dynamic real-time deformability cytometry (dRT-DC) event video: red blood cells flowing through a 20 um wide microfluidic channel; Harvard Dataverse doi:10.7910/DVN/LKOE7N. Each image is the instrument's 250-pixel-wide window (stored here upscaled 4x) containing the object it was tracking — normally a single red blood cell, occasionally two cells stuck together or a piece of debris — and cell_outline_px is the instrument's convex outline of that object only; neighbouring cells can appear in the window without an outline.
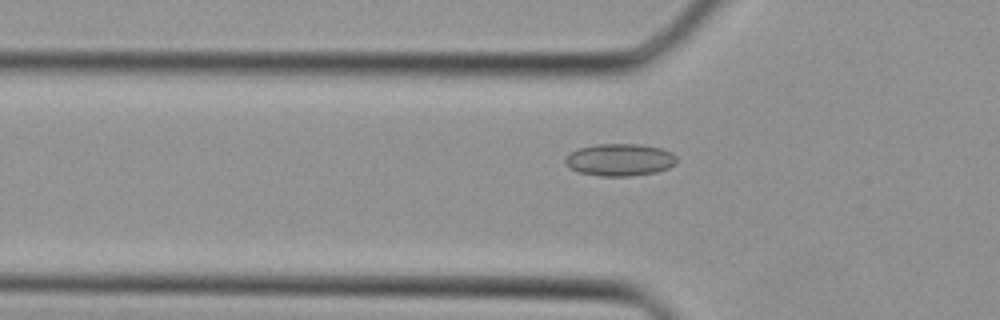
{"species": "Egyptian fruit bat (a non-hibernating species)", "species_latin": "Rousettus aegyptiacus", "temperature_condition": "cold", "stored_images_in_passage": 31, "camera_frame_rate_fps": 3000, "um_per_image_px": 0.085, "animal": {"sex": "female"}, "frame": {"image": 1, "passage_image": 5, "time_ms": 1.333, "image_size_px": [1000, 320], "cell_outline_px": [[676, 164], [668, 168], [656, 172], [632, 176], [600, 176], [580, 172], [568, 168], [564, 164], [564, 160], [576, 148], [596, 144], [640, 144], [660, 148], [672, 152], [676, 156]], "centroid_in_image_um": [52.67, 13.58], "position_along_channel_um": 73.1, "area_um2": 21.1}}
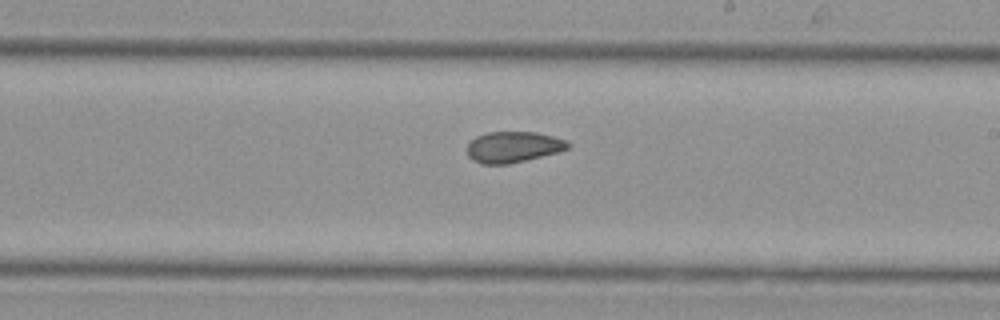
{"frame": {"image": 2, "passage_image": 15, "time_ms": 4.667, "image_size_px": [1000, 320], "cell_outline_px": [[572, 144], [568, 148], [556, 152], [508, 164], [480, 164], [472, 160], [468, 156], [468, 144], [476, 136], [488, 132], [536, 132], [552, 136], [564, 140]], "centroid_in_image_um": [43.59, 12.49], "position_along_channel_um": 245.4, "area_um2": 17.98}}
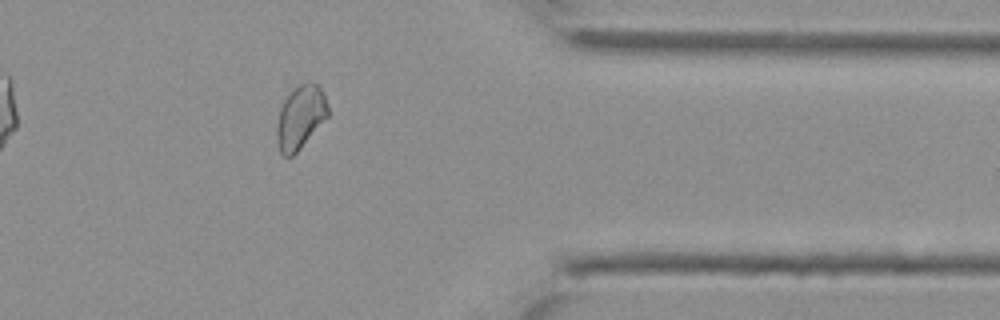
{"frame": {"image": 3, "passage_image": 24, "time_ms": 7.667, "image_size_px": [1000, 320], "cell_outline_px": [[328, 116], [300, 148], [292, 156], [284, 156], [280, 152], [276, 136], [276, 124], [280, 108], [284, 100], [300, 84], [308, 80], [320, 84], [324, 92], [328, 104]], "centroid_in_image_um": [25.55, 9.92], "position_along_channel_um": 385.9, "area_um2": 18.9}}